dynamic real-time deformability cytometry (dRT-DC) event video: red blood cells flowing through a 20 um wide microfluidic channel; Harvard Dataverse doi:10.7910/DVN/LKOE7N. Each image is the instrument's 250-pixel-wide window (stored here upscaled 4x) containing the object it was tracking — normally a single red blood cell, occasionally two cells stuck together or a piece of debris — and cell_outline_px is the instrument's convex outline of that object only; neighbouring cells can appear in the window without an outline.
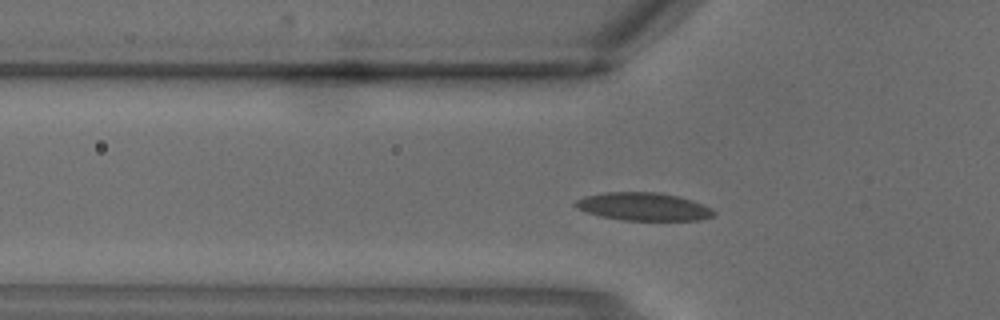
{"species": "common noctule bat (a hibernating species)", "species_latin": "Nyctalus noctula", "temperature_condition": "warm", "stored_images_in_passage": 3, "camera_frame_rate_fps": 3000, "um_per_image_px": 0.085, "animal": {"sex": "male", "body_mass_g": 18.8}, "frame": {"image": 1, "passage_image": 3, "time_ms": 0.667, "image_size_px": [1000, 320], "cell_outline_px": [[716, 216], [700, 220], [624, 220], [600, 216], [584, 212], [576, 208], [572, 204], [576, 200], [584, 196], [604, 192], [660, 192], [692, 200], [712, 208], [716, 212]], "centroid_in_image_um": [54.68, 17.56], "position_along_channel_um": 71.1, "area_um2": 22.77}}